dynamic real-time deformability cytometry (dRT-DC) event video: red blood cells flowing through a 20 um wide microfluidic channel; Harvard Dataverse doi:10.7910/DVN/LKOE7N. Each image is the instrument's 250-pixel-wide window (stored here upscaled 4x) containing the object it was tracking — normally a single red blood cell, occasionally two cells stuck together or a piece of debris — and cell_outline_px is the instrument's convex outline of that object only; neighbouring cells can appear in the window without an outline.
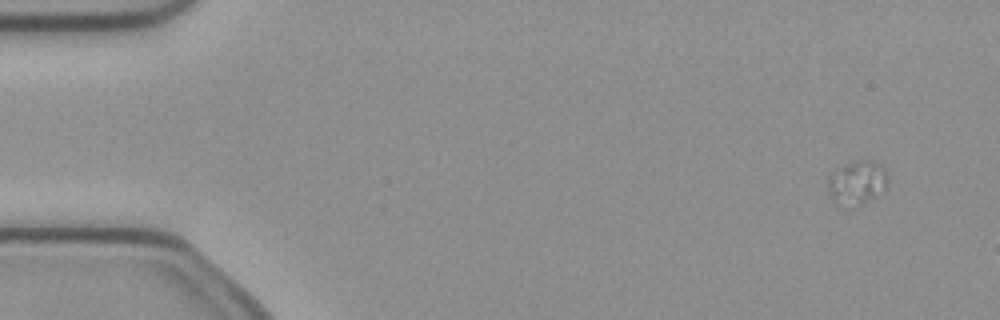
{"species": "common noctule bat (a hibernating species)", "species_latin": "Nyctalus noctula", "temperature_condition": "cold", "stored_images_in_passage": 3, "camera_frame_rate_fps": 3000, "um_per_image_px": 0.085, "animal": {"sex": "female", "body_mass_g": 21.9}, "frame": {"image": 1, "passage_image": 1, "time_ms": 0.0, "image_size_px": [1000, 320], "cell_outline_px": [[888, 180], [884, 188], [860, 204], [844, 208], [840, 208], [832, 200], [828, 192], [828, 176], [832, 172], [840, 168], [860, 160], [872, 160], [880, 164]], "centroid_in_image_um": [72.77, 15.55], "position_along_channel_um": 12.2, "area_um2": 14.85}}